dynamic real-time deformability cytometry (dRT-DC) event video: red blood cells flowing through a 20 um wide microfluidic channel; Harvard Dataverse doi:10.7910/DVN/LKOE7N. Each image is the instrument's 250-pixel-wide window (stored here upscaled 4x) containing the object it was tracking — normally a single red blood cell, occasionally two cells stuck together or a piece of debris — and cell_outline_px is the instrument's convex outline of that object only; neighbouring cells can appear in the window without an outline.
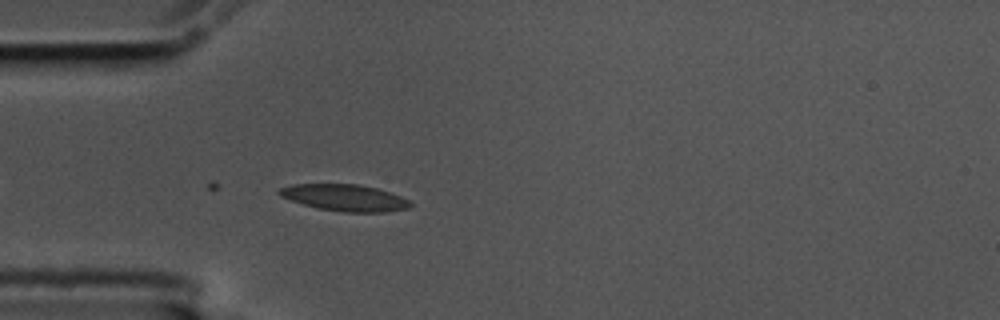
{"species": "common noctule bat (a hibernating species)", "species_latin": "Nyctalus noctula", "temperature_condition": "cold", "stored_images_in_passage": 19, "camera_frame_rate_fps": 3000, "um_per_image_px": 0.085, "animal": {"sex": "male", "body_mass_g": 17.5, "forearm_length_mm": 52.3}, "frame": {"image": 1, "passage_image": 6, "time_ms": 1.667, "image_size_px": [1000, 320], "cell_outline_px": [[412, 204], [408, 208], [384, 212], [344, 212], [316, 208], [280, 196], [276, 192], [280, 188], [292, 184], [356, 184], [376, 188], [400, 196], [408, 200]], "centroid_in_image_um": [29.27, 16.8], "position_along_channel_um": 55.7, "area_um2": 20.11}}